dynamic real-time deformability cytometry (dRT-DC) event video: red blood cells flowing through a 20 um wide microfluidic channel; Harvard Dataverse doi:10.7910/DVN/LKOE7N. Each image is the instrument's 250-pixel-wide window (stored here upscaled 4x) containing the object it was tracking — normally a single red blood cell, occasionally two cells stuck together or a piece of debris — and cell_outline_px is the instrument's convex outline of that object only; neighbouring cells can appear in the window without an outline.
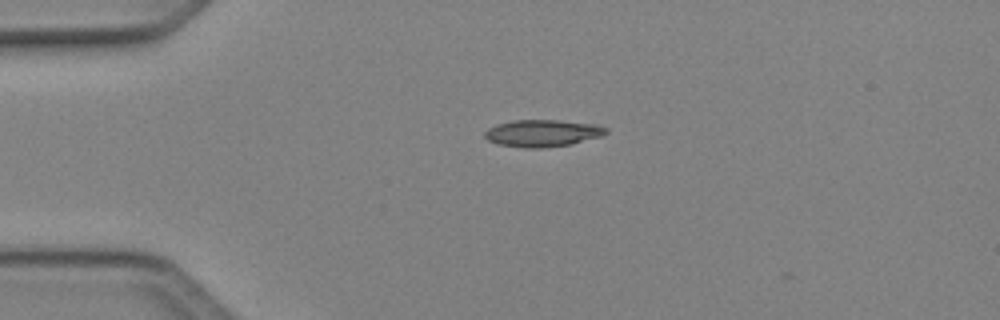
{"species": "Egyptian fruit bat (a non-hibernating species)", "species_latin": "Rousettus aegyptiacus", "temperature_condition": "cold", "stored_images_in_passage": 2, "camera_frame_rate_fps": 3000, "um_per_image_px": 0.085, "animal": {"sex": "female"}, "frame": {"image": 1, "passage_image": 1, "time_ms": 0.0, "image_size_px": [1000, 320], "cell_outline_px": [[608, 132], [600, 136], [572, 144], [544, 148], [524, 148], [500, 144], [488, 140], [484, 136], [484, 132], [488, 128], [496, 124], [512, 120], [556, 120], [596, 124], [608, 128]], "centroid_in_image_um": [46.11, 11.32], "position_along_channel_um": 38.9, "area_um2": 19.13}}